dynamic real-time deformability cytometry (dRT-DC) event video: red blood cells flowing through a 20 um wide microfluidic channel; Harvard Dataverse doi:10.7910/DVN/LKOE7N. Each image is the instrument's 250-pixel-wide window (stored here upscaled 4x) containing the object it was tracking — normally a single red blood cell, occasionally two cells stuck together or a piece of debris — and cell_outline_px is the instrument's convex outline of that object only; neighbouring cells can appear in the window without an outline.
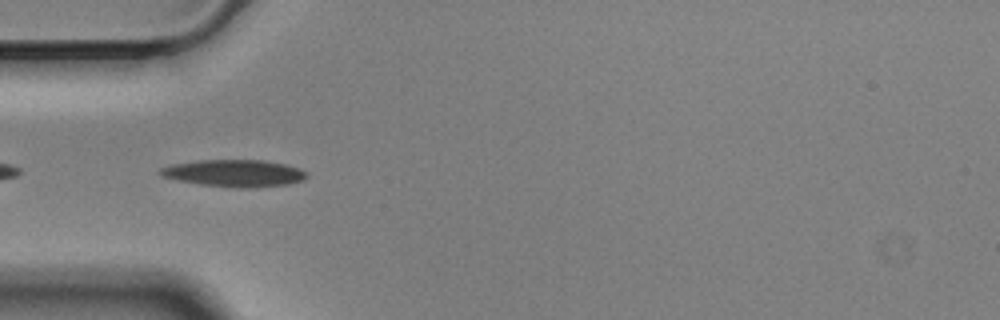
{"species": "Egyptian fruit bat (a non-hibernating species)", "species_latin": "Rousettus aegyptiacus", "temperature_condition": "cold", "stored_images_in_passage": 12, "camera_frame_rate_fps": 3000, "um_per_image_px": 0.085, "animal": {"sex": "male"}, "frame": {"image": 1, "passage_image": 3, "time_ms": 0.667, "image_size_px": [1000, 320], "cell_outline_px": [[308, 176], [304, 180], [288, 184], [248, 188], [240, 188], [200, 184], [160, 176], [156, 172], [160, 168], [172, 164], [200, 160], [264, 160], [284, 164], [300, 168], [308, 172]], "centroid_in_image_um": [19.93, 14.72], "position_along_channel_um": 65.1, "area_um2": 23.12}}
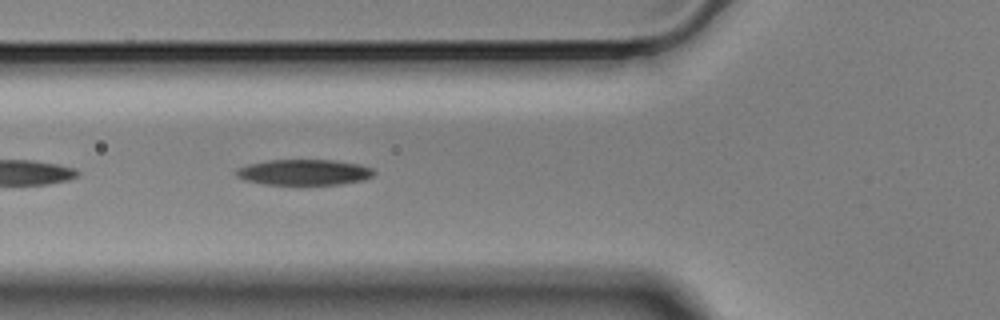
{"frame": {"image": 2, "passage_image": 6, "time_ms": 1.667, "image_size_px": [1000, 320], "cell_outline_px": [[376, 172], [372, 176], [364, 180], [340, 184], [264, 184], [244, 180], [236, 176], [236, 168], [248, 164], [268, 160], [332, 160], [360, 164], [372, 168]], "centroid_in_image_um": [25.84, 14.64], "position_along_channel_um": 100.0, "area_um2": 20.63}}
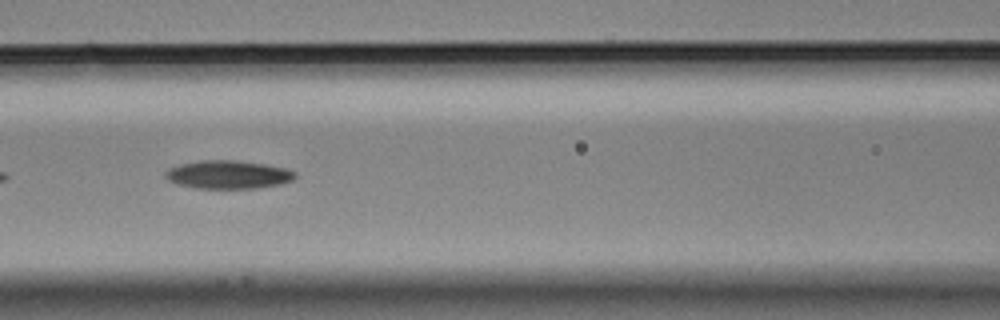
{"frame": {"image": 3, "passage_image": 10, "time_ms": 3.0, "image_size_px": [1000, 320], "cell_outline_px": [[296, 176], [292, 180], [280, 184], [256, 188], [192, 188], [176, 184], [168, 180], [164, 176], [164, 172], [168, 168], [180, 164], [200, 160], [236, 160], [264, 164], [288, 168], [296, 172]], "centroid_in_image_um": [19.36, 14.84], "position_along_channel_um": 147.2, "area_um2": 21.56}}